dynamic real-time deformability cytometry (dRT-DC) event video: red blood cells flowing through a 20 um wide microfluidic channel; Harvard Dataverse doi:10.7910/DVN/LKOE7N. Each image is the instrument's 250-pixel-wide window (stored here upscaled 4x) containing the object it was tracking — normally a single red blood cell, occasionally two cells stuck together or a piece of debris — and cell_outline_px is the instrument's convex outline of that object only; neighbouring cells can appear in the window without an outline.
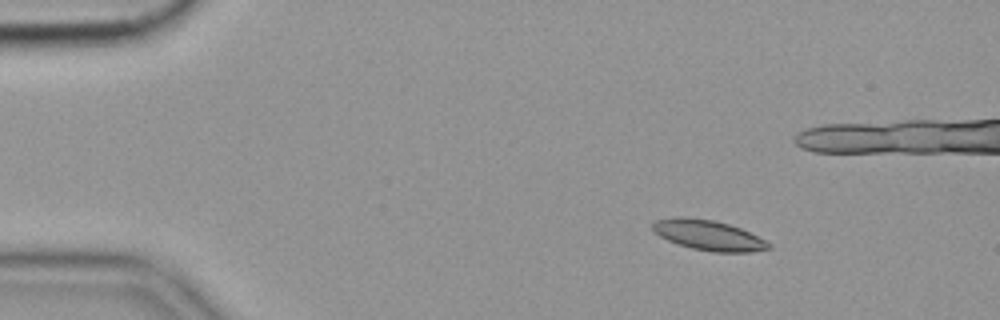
{"species": "common noctule bat (a hibernating species)", "species_latin": "Nyctalus noctula", "temperature_condition": "cold", "stored_images_in_passage": 50, "camera_frame_rate_fps": 3000, "um_per_image_px": 0.085, "animal": {"sex": "female", "body_mass_g": 19.9}, "frame": {"image": 1, "passage_image": 1, "time_ms": 0.0, "image_size_px": [1000, 320], "cell_outline_px": [[772, 248], [752, 252], [712, 252], [692, 248], [668, 240], [652, 232], [652, 224], [656, 220], [680, 216], [684, 216], [712, 220], [728, 224], [740, 228], [772, 244]], "centroid_in_image_um": [60.2, 19.99], "position_along_channel_um": 24.8, "area_um2": 20.29}}